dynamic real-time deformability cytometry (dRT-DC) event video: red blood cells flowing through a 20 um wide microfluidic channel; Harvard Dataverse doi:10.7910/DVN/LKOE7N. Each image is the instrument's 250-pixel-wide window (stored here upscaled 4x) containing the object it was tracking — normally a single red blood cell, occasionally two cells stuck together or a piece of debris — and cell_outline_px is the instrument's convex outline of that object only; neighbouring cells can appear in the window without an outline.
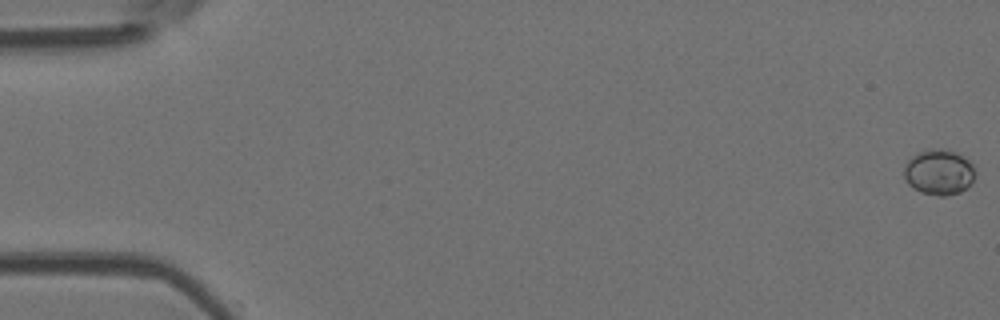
{"species": "Egyptian fruit bat (a non-hibernating species)", "species_latin": "Rousettus aegyptiacus", "temperature_condition": "room temperature", "stored_images_in_passage": 7, "camera_frame_rate_fps": 3000, "um_per_image_px": 0.085, "animal": {"sex": "female"}, "frame": {"image": 1, "passage_image": 1, "time_ms": 0.0, "image_size_px": [1000, 320], "cell_outline_px": [[976, 176], [968, 188], [960, 192], [944, 196], [936, 196], [920, 192], [912, 188], [908, 184], [904, 176], [904, 164], [912, 156], [920, 152], [932, 148], [940, 148], [956, 152], [964, 156], [972, 164]], "centroid_in_image_um": [79.82, 14.64], "position_along_channel_um": 5.2, "area_um2": 19.13}}
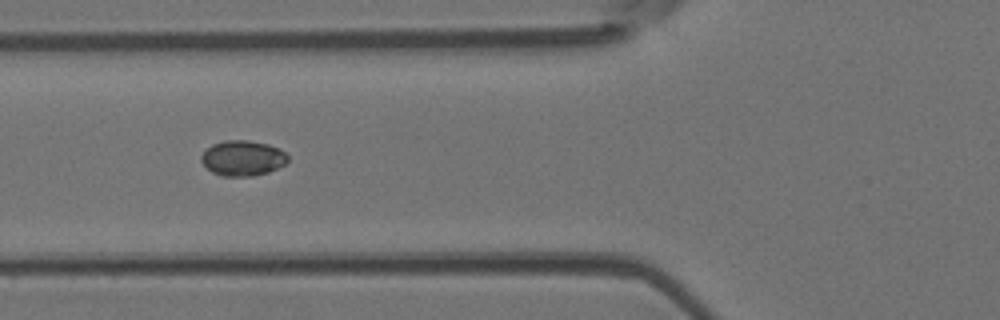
{"frame": {"image": 2, "passage_image": 6, "time_ms": 6.667, "image_size_px": [1000, 320], "cell_outline_px": [[288, 160], [284, 164], [268, 172], [252, 176], [220, 176], [212, 172], [200, 160], [200, 156], [212, 144], [224, 140], [248, 140], [268, 144], [280, 148], [288, 156]], "centroid_in_image_um": [20.62, 13.43], "position_along_channel_um": 105.2, "area_um2": 17.8}}
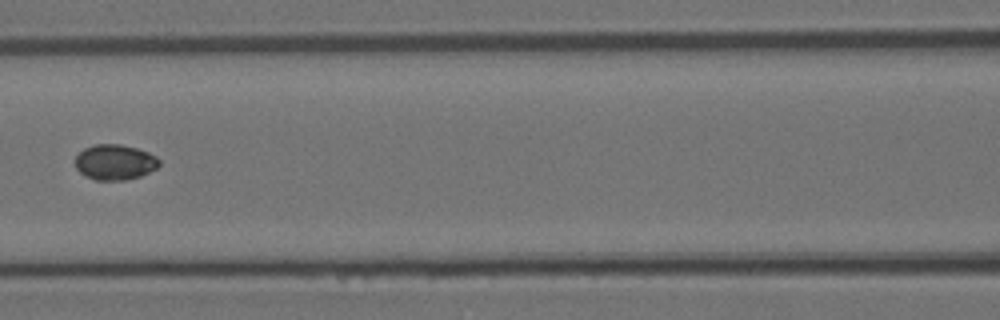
{"frame": {"image": 3, "passage_image": 7, "time_ms": 8.0, "image_size_px": [1000, 320], "cell_outline_px": [[160, 164], [156, 168], [140, 176], [124, 180], [96, 180], [80, 172], [76, 168], [76, 156], [84, 148], [96, 144], [120, 144], [136, 148], [148, 152], [156, 156], [160, 160]], "centroid_in_image_um": [9.78, 13.77], "position_along_channel_um": 156.8, "area_um2": 17.17}}